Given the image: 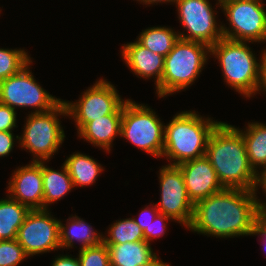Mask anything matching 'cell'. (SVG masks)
I'll return each instance as SVG.
<instances>
[{
	"label": "cell",
	"instance_id": "6da1fadb",
	"mask_svg": "<svg viewBox=\"0 0 266 266\" xmlns=\"http://www.w3.org/2000/svg\"><path fill=\"white\" fill-rule=\"evenodd\" d=\"M257 193L238 188H224L194 205L190 230L216 238L252 236L263 212Z\"/></svg>",
	"mask_w": 266,
	"mask_h": 266
},
{
	"label": "cell",
	"instance_id": "7a4b0ae2",
	"mask_svg": "<svg viewBox=\"0 0 266 266\" xmlns=\"http://www.w3.org/2000/svg\"><path fill=\"white\" fill-rule=\"evenodd\" d=\"M205 156L224 188L255 190L257 174L250 167L243 136L235 126L221 121L208 139Z\"/></svg>",
	"mask_w": 266,
	"mask_h": 266
},
{
	"label": "cell",
	"instance_id": "3957f363",
	"mask_svg": "<svg viewBox=\"0 0 266 266\" xmlns=\"http://www.w3.org/2000/svg\"><path fill=\"white\" fill-rule=\"evenodd\" d=\"M204 117L195 110L177 112L165 125L163 155L169 165L201 158L206 154L208 139L221 121Z\"/></svg>",
	"mask_w": 266,
	"mask_h": 266
},
{
	"label": "cell",
	"instance_id": "277c9868",
	"mask_svg": "<svg viewBox=\"0 0 266 266\" xmlns=\"http://www.w3.org/2000/svg\"><path fill=\"white\" fill-rule=\"evenodd\" d=\"M250 43L223 37L210 47V56L218 60L224 83L247 99L258 93L264 52L263 48L260 57H256Z\"/></svg>",
	"mask_w": 266,
	"mask_h": 266
},
{
	"label": "cell",
	"instance_id": "5b68a950",
	"mask_svg": "<svg viewBox=\"0 0 266 266\" xmlns=\"http://www.w3.org/2000/svg\"><path fill=\"white\" fill-rule=\"evenodd\" d=\"M210 56L206 44L179 38L164 57V70L160 84L155 87L158 98H165L192 86L204 69Z\"/></svg>",
	"mask_w": 266,
	"mask_h": 266
},
{
	"label": "cell",
	"instance_id": "8992f818",
	"mask_svg": "<svg viewBox=\"0 0 266 266\" xmlns=\"http://www.w3.org/2000/svg\"><path fill=\"white\" fill-rule=\"evenodd\" d=\"M27 115L18 147L32 154L31 162H48L59 152L66 137L59 119L68 117L66 104L62 99L52 110Z\"/></svg>",
	"mask_w": 266,
	"mask_h": 266
},
{
	"label": "cell",
	"instance_id": "52a82bcc",
	"mask_svg": "<svg viewBox=\"0 0 266 266\" xmlns=\"http://www.w3.org/2000/svg\"><path fill=\"white\" fill-rule=\"evenodd\" d=\"M147 104L129 99L123 106L121 137L153 157L162 158L165 123Z\"/></svg>",
	"mask_w": 266,
	"mask_h": 266
},
{
	"label": "cell",
	"instance_id": "ba28073f",
	"mask_svg": "<svg viewBox=\"0 0 266 266\" xmlns=\"http://www.w3.org/2000/svg\"><path fill=\"white\" fill-rule=\"evenodd\" d=\"M263 0L234 1L221 5L228 21L222 22L223 37L235 41L266 43V7Z\"/></svg>",
	"mask_w": 266,
	"mask_h": 266
},
{
	"label": "cell",
	"instance_id": "9c48e42d",
	"mask_svg": "<svg viewBox=\"0 0 266 266\" xmlns=\"http://www.w3.org/2000/svg\"><path fill=\"white\" fill-rule=\"evenodd\" d=\"M75 102L64 100L69 119L76 124L77 132L88 122L107 114L123 113L128 99H122L116 86L107 79L100 78L81 93Z\"/></svg>",
	"mask_w": 266,
	"mask_h": 266
},
{
	"label": "cell",
	"instance_id": "30bf717a",
	"mask_svg": "<svg viewBox=\"0 0 266 266\" xmlns=\"http://www.w3.org/2000/svg\"><path fill=\"white\" fill-rule=\"evenodd\" d=\"M32 63L31 61L20 72L0 82V103L14 110L31 108V113H41L52 110L62 100L36 82L30 69Z\"/></svg>",
	"mask_w": 266,
	"mask_h": 266
},
{
	"label": "cell",
	"instance_id": "8fae6325",
	"mask_svg": "<svg viewBox=\"0 0 266 266\" xmlns=\"http://www.w3.org/2000/svg\"><path fill=\"white\" fill-rule=\"evenodd\" d=\"M178 20L184 28L178 32L181 39L200 42L211 47L223 38L222 22L216 20V8H221L216 1V7L209 0H175ZM188 33H186V32Z\"/></svg>",
	"mask_w": 266,
	"mask_h": 266
},
{
	"label": "cell",
	"instance_id": "7c38bea8",
	"mask_svg": "<svg viewBox=\"0 0 266 266\" xmlns=\"http://www.w3.org/2000/svg\"><path fill=\"white\" fill-rule=\"evenodd\" d=\"M158 176L160 200L155 203L157 209L188 229L194 216V204L188 197L180 168L165 164L159 169Z\"/></svg>",
	"mask_w": 266,
	"mask_h": 266
},
{
	"label": "cell",
	"instance_id": "4fadbf2b",
	"mask_svg": "<svg viewBox=\"0 0 266 266\" xmlns=\"http://www.w3.org/2000/svg\"><path fill=\"white\" fill-rule=\"evenodd\" d=\"M50 209L30 210L16 240L28 257L60 250L59 220Z\"/></svg>",
	"mask_w": 266,
	"mask_h": 266
},
{
	"label": "cell",
	"instance_id": "5bb4252c",
	"mask_svg": "<svg viewBox=\"0 0 266 266\" xmlns=\"http://www.w3.org/2000/svg\"><path fill=\"white\" fill-rule=\"evenodd\" d=\"M7 183V194L30 210L43 209L42 161L19 166Z\"/></svg>",
	"mask_w": 266,
	"mask_h": 266
},
{
	"label": "cell",
	"instance_id": "9a60e30c",
	"mask_svg": "<svg viewBox=\"0 0 266 266\" xmlns=\"http://www.w3.org/2000/svg\"><path fill=\"white\" fill-rule=\"evenodd\" d=\"M177 166L183 174L188 197L194 205L224 189L206 156L183 162Z\"/></svg>",
	"mask_w": 266,
	"mask_h": 266
},
{
	"label": "cell",
	"instance_id": "2e32d148",
	"mask_svg": "<svg viewBox=\"0 0 266 266\" xmlns=\"http://www.w3.org/2000/svg\"><path fill=\"white\" fill-rule=\"evenodd\" d=\"M121 57L126 66L143 80L154 79V86L161 82L164 70V56L145 48L137 40L122 45Z\"/></svg>",
	"mask_w": 266,
	"mask_h": 266
},
{
	"label": "cell",
	"instance_id": "e0dca14e",
	"mask_svg": "<svg viewBox=\"0 0 266 266\" xmlns=\"http://www.w3.org/2000/svg\"><path fill=\"white\" fill-rule=\"evenodd\" d=\"M123 113H112L86 123L78 132L79 138L110 153L114 140L121 137ZM116 137V138H115Z\"/></svg>",
	"mask_w": 266,
	"mask_h": 266
},
{
	"label": "cell",
	"instance_id": "ac0fdd59",
	"mask_svg": "<svg viewBox=\"0 0 266 266\" xmlns=\"http://www.w3.org/2000/svg\"><path fill=\"white\" fill-rule=\"evenodd\" d=\"M59 234H60V249H72L76 247L75 241L79 242V250L91 246H96L103 243V233L97 232L88 222L83 218L74 216L66 219L64 224L59 220Z\"/></svg>",
	"mask_w": 266,
	"mask_h": 266
},
{
	"label": "cell",
	"instance_id": "d6986e66",
	"mask_svg": "<svg viewBox=\"0 0 266 266\" xmlns=\"http://www.w3.org/2000/svg\"><path fill=\"white\" fill-rule=\"evenodd\" d=\"M46 163L42 161L43 209H50L51 204L63 199L74 186L64 163L61 165V170L49 168Z\"/></svg>",
	"mask_w": 266,
	"mask_h": 266
},
{
	"label": "cell",
	"instance_id": "ffe728a7",
	"mask_svg": "<svg viewBox=\"0 0 266 266\" xmlns=\"http://www.w3.org/2000/svg\"><path fill=\"white\" fill-rule=\"evenodd\" d=\"M235 128L243 136L250 167L258 174L266 168V123L248 122L244 129Z\"/></svg>",
	"mask_w": 266,
	"mask_h": 266
},
{
	"label": "cell",
	"instance_id": "44dd1931",
	"mask_svg": "<svg viewBox=\"0 0 266 266\" xmlns=\"http://www.w3.org/2000/svg\"><path fill=\"white\" fill-rule=\"evenodd\" d=\"M111 266H138L146 263L156 253L145 240L122 244H106Z\"/></svg>",
	"mask_w": 266,
	"mask_h": 266
},
{
	"label": "cell",
	"instance_id": "7402d4cb",
	"mask_svg": "<svg viewBox=\"0 0 266 266\" xmlns=\"http://www.w3.org/2000/svg\"><path fill=\"white\" fill-rule=\"evenodd\" d=\"M73 181L74 188L95 184L97 178L105 169L92 156L74 152L63 162Z\"/></svg>",
	"mask_w": 266,
	"mask_h": 266
},
{
	"label": "cell",
	"instance_id": "603a6c76",
	"mask_svg": "<svg viewBox=\"0 0 266 266\" xmlns=\"http://www.w3.org/2000/svg\"><path fill=\"white\" fill-rule=\"evenodd\" d=\"M30 209L8 194L0 199V240H14Z\"/></svg>",
	"mask_w": 266,
	"mask_h": 266
},
{
	"label": "cell",
	"instance_id": "cb8c5ba5",
	"mask_svg": "<svg viewBox=\"0 0 266 266\" xmlns=\"http://www.w3.org/2000/svg\"><path fill=\"white\" fill-rule=\"evenodd\" d=\"M180 36L172 27H148L139 34L137 41L154 53L164 57L172 50Z\"/></svg>",
	"mask_w": 266,
	"mask_h": 266
},
{
	"label": "cell",
	"instance_id": "d4e9b609",
	"mask_svg": "<svg viewBox=\"0 0 266 266\" xmlns=\"http://www.w3.org/2000/svg\"><path fill=\"white\" fill-rule=\"evenodd\" d=\"M106 232L103 235L105 244H122L145 240L143 230L131 217L114 221V223L109 225Z\"/></svg>",
	"mask_w": 266,
	"mask_h": 266
},
{
	"label": "cell",
	"instance_id": "484cf974",
	"mask_svg": "<svg viewBox=\"0 0 266 266\" xmlns=\"http://www.w3.org/2000/svg\"><path fill=\"white\" fill-rule=\"evenodd\" d=\"M26 51L23 48H0V82L17 74L33 61Z\"/></svg>",
	"mask_w": 266,
	"mask_h": 266
},
{
	"label": "cell",
	"instance_id": "4316f807",
	"mask_svg": "<svg viewBox=\"0 0 266 266\" xmlns=\"http://www.w3.org/2000/svg\"><path fill=\"white\" fill-rule=\"evenodd\" d=\"M78 253L81 266H111L108 246L104 242L80 249Z\"/></svg>",
	"mask_w": 266,
	"mask_h": 266
},
{
	"label": "cell",
	"instance_id": "83f0119b",
	"mask_svg": "<svg viewBox=\"0 0 266 266\" xmlns=\"http://www.w3.org/2000/svg\"><path fill=\"white\" fill-rule=\"evenodd\" d=\"M26 258L23 247L14 240H0V266H18Z\"/></svg>",
	"mask_w": 266,
	"mask_h": 266
},
{
	"label": "cell",
	"instance_id": "f1b7e54d",
	"mask_svg": "<svg viewBox=\"0 0 266 266\" xmlns=\"http://www.w3.org/2000/svg\"><path fill=\"white\" fill-rule=\"evenodd\" d=\"M168 221L174 220L159 212L149 227L143 231L145 241L151 244L154 239L163 237L166 234Z\"/></svg>",
	"mask_w": 266,
	"mask_h": 266
},
{
	"label": "cell",
	"instance_id": "f546056e",
	"mask_svg": "<svg viewBox=\"0 0 266 266\" xmlns=\"http://www.w3.org/2000/svg\"><path fill=\"white\" fill-rule=\"evenodd\" d=\"M17 110L0 103V131H14L17 124Z\"/></svg>",
	"mask_w": 266,
	"mask_h": 266
},
{
	"label": "cell",
	"instance_id": "4dcf8cb0",
	"mask_svg": "<svg viewBox=\"0 0 266 266\" xmlns=\"http://www.w3.org/2000/svg\"><path fill=\"white\" fill-rule=\"evenodd\" d=\"M159 213L155 204L146 205L145 208L141 210L139 213V218L133 217V220L137 223V225L144 231L151 222L155 219L156 215Z\"/></svg>",
	"mask_w": 266,
	"mask_h": 266
},
{
	"label": "cell",
	"instance_id": "1f68e13d",
	"mask_svg": "<svg viewBox=\"0 0 266 266\" xmlns=\"http://www.w3.org/2000/svg\"><path fill=\"white\" fill-rule=\"evenodd\" d=\"M19 144V135H14L13 131H0V158L9 156L14 149L15 143Z\"/></svg>",
	"mask_w": 266,
	"mask_h": 266
},
{
	"label": "cell",
	"instance_id": "d6a6232c",
	"mask_svg": "<svg viewBox=\"0 0 266 266\" xmlns=\"http://www.w3.org/2000/svg\"><path fill=\"white\" fill-rule=\"evenodd\" d=\"M260 188H262L263 195H265V198H266V168H264L257 174V182H256V187L254 191L257 193ZM256 197H257V202L259 204L261 211L263 213H266V200L262 201L258 199L259 198L258 196Z\"/></svg>",
	"mask_w": 266,
	"mask_h": 266
},
{
	"label": "cell",
	"instance_id": "836d02e7",
	"mask_svg": "<svg viewBox=\"0 0 266 266\" xmlns=\"http://www.w3.org/2000/svg\"><path fill=\"white\" fill-rule=\"evenodd\" d=\"M50 266H81V264L78 257L75 258L71 254L68 255L67 253L66 255H57L55 259L51 262Z\"/></svg>",
	"mask_w": 266,
	"mask_h": 266
},
{
	"label": "cell",
	"instance_id": "e575fe53",
	"mask_svg": "<svg viewBox=\"0 0 266 266\" xmlns=\"http://www.w3.org/2000/svg\"><path fill=\"white\" fill-rule=\"evenodd\" d=\"M260 236L262 243V250L266 251V213H263L260 222L256 225L252 236ZM266 253V252H265Z\"/></svg>",
	"mask_w": 266,
	"mask_h": 266
},
{
	"label": "cell",
	"instance_id": "d590c367",
	"mask_svg": "<svg viewBox=\"0 0 266 266\" xmlns=\"http://www.w3.org/2000/svg\"><path fill=\"white\" fill-rule=\"evenodd\" d=\"M261 92L266 93V47L264 48V52L262 54L261 83L257 94H260Z\"/></svg>",
	"mask_w": 266,
	"mask_h": 266
},
{
	"label": "cell",
	"instance_id": "8d00e7d4",
	"mask_svg": "<svg viewBox=\"0 0 266 266\" xmlns=\"http://www.w3.org/2000/svg\"><path fill=\"white\" fill-rule=\"evenodd\" d=\"M157 253L146 263L138 265V266H171V264H168L167 262H163L160 257H158Z\"/></svg>",
	"mask_w": 266,
	"mask_h": 266
},
{
	"label": "cell",
	"instance_id": "74e56055",
	"mask_svg": "<svg viewBox=\"0 0 266 266\" xmlns=\"http://www.w3.org/2000/svg\"><path fill=\"white\" fill-rule=\"evenodd\" d=\"M135 1H138L139 3H142V5H146L147 6H150V5H162V4H166V3H170V5H173L175 0H135Z\"/></svg>",
	"mask_w": 266,
	"mask_h": 266
},
{
	"label": "cell",
	"instance_id": "f35d334b",
	"mask_svg": "<svg viewBox=\"0 0 266 266\" xmlns=\"http://www.w3.org/2000/svg\"><path fill=\"white\" fill-rule=\"evenodd\" d=\"M234 1H243V0H217V2L219 3L220 6L227 4L229 2H234Z\"/></svg>",
	"mask_w": 266,
	"mask_h": 266
}]
</instances>
